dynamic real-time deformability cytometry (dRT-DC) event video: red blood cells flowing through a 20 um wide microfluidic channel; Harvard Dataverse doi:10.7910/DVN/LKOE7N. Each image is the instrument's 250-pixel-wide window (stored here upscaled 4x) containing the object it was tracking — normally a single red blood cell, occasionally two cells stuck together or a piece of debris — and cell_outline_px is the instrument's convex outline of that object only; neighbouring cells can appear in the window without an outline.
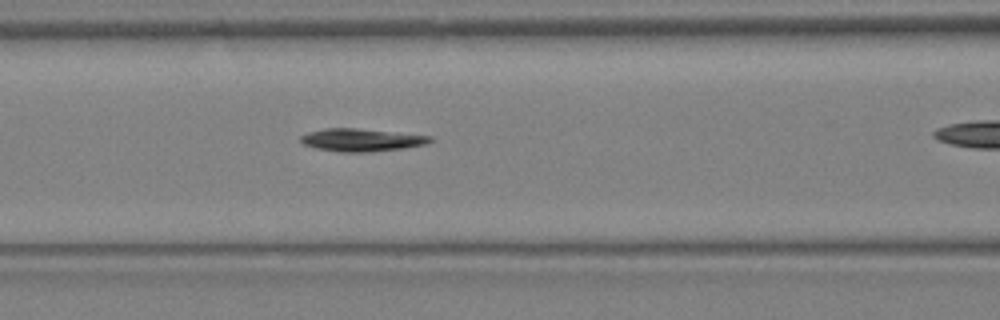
{"species": "Egyptian fruit bat (a non-hibernating species)", "species_latin": "Rousettus aegyptiacus", "temperature_condition": "warm", "stored_images_in_passage": 7, "camera_frame_rate_fps": 3000, "um_per_image_px": 0.085, "animal": {"sex": "female"}, "frame": {"image": 1, "passage_image": 4, "time_ms": 1.0, "image_size_px": [1000, 320], "cell_outline_px": [[432, 140], [428, 144], [404, 148], [368, 152], [340, 152], [316, 148], [304, 144], [300, 140], [300, 136], [308, 132], [324, 128], [356, 128], [432, 136]], "centroid_in_image_um": [30.72, 11.89], "position_along_channel_um": 135.9, "area_um2": 17.11}}
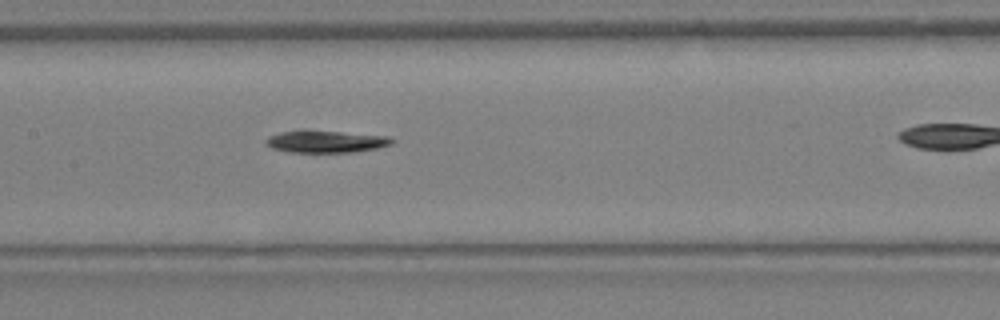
{"frame": {"image": 2, "passage_image": 6, "time_ms": 1.667, "image_size_px": [1000, 320], "cell_outline_px": [[396, 140], [392, 144], [380, 148], [352, 152], [288, 152], [272, 148], [264, 144], [264, 140], [268, 136], [280, 132], [340, 132], [388, 136]], "centroid_in_image_um": [27.73, 12.06], "position_along_channel_um": 179.7, "area_um2": 15.9}}